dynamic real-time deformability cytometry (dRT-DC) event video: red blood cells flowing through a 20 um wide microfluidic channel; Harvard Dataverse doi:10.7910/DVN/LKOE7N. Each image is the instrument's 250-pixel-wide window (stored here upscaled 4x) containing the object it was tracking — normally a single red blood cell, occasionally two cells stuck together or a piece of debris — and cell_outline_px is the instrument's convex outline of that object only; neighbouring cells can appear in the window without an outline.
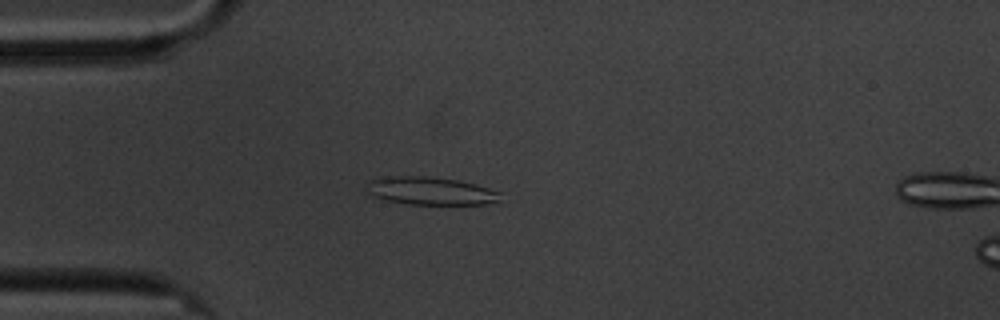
{"species": "common noctule bat (a hibernating species)", "species_latin": "Nyctalus noctula", "temperature_condition": "cold", "stored_images_in_passage": 17, "camera_frame_rate_fps": 3000, "um_per_image_px": 0.085, "animal": {"sex": "male", "body_mass_g": 20.1, "forearm_length_mm": 53.5}, "frame": {"image": 1, "passage_image": 15, "time_ms": 4.667, "image_size_px": [1000, 320], "cell_outline_px": [[504, 192], [500, 200], [488, 204], [408, 204], [384, 200], [372, 196], [368, 192], [368, 180], [388, 176], [424, 176], [460, 180], [476, 184]], "centroid_in_image_um": [36.65, 16.23], "position_along_channel_um": 48.4, "area_um2": 22.02}}